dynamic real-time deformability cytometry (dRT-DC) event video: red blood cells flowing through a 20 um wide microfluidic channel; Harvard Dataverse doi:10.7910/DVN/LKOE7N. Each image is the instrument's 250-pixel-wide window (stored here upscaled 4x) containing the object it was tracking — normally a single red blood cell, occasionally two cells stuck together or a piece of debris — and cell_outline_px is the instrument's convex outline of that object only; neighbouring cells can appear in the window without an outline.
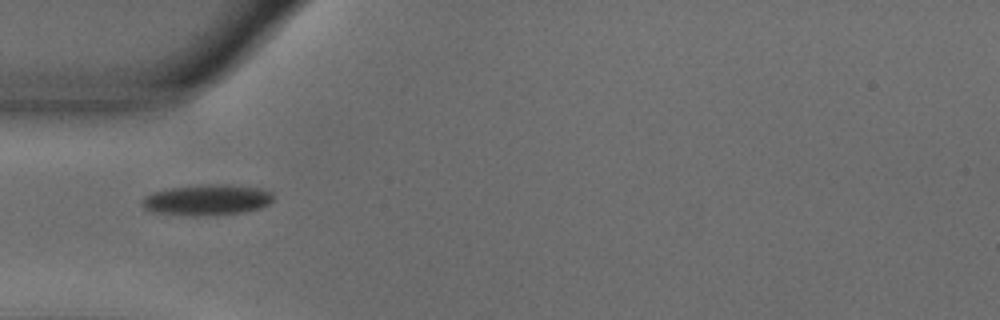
{"species": "common noctule bat (a hibernating species)", "species_latin": "Nyctalus noctula", "temperature_condition": "warm", "stored_images_in_passage": 39, "camera_frame_rate_fps": 3000, "um_per_image_px": 0.085, "animal": {"sex": "male", "body_mass_g": 18.8}, "frame": {"image": 1, "passage_image": 1, "time_ms": 0.0, "image_size_px": [1000, 320], "cell_outline_px": [[272, 200], [268, 204], [260, 208], [244, 212], [208, 216], [196, 216], [152, 212], [144, 208], [140, 204], [140, 200], [144, 196], [152, 192], [168, 188], [208, 184], [224, 184], [260, 188], [272, 192]], "centroid_in_image_um": [17.55, 16.99], "position_along_channel_um": 67.5, "area_um2": 23.76}}
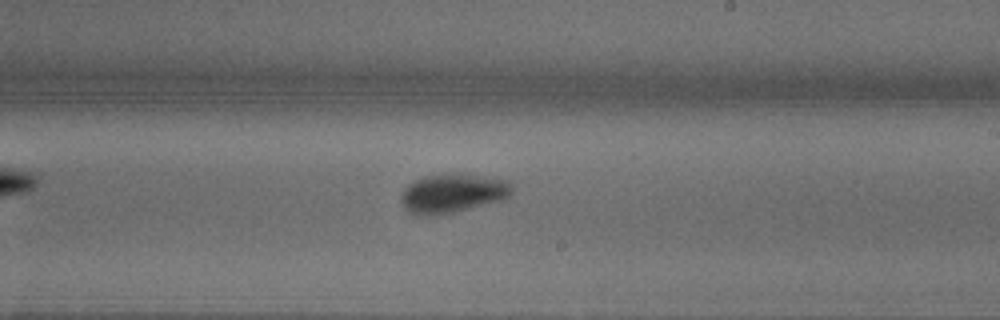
{"frame": {"image": 2, "passage_image": 16, "time_ms": 5.0, "image_size_px": [1000, 320], "cell_outline_px": [[512, 192], [504, 200], [456, 212], [436, 216], [412, 216], [400, 204], [400, 196], [404, 188], [408, 184], [424, 176], [456, 172], [508, 180], [512, 184]], "centroid_in_image_um": [38.44, 16.45], "position_along_channel_um": 250.6, "area_um2": 26.01}}
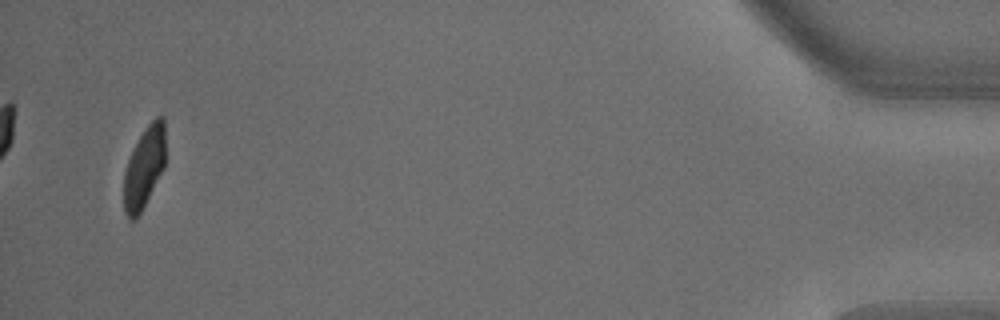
{"frame": {"image": 3, "passage_image": 37, "time_ms": 12.0, "image_size_px": [1000, 320], "cell_outline_px": [[164, 168], [140, 212], [132, 220], [128, 220], [124, 212], [124, 172], [128, 160], [140, 136], [148, 124], [156, 116], [164, 116]], "centroid_in_image_um": [12.25, 14.23], "position_along_channel_um": 423.0, "area_um2": 19.25}, "authors_computed_cell_mechanics": {"area_um2": 22.4842, "velocity_mm_per_s": 3.6501, "shape_relaxation_time_tau1_ms": 3.469, "shape_relaxation_time_tau2_ms": 1.716, "deformation_change_tau1": 0.1625, "deformation_change_tau2": 0.0546}}